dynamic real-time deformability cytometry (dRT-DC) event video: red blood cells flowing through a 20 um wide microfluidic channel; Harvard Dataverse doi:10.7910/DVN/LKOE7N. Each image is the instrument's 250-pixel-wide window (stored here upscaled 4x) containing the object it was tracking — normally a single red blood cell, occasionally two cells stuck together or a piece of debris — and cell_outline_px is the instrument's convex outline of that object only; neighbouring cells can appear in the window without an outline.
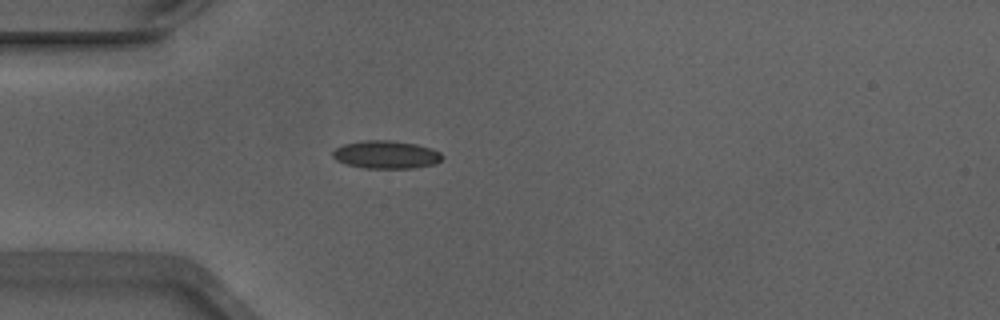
{"species": "Egyptian fruit bat (a non-hibernating species)", "species_latin": "Rousettus aegyptiacus", "temperature_condition": "warm", "stored_images_in_passage": 31, "camera_frame_rate_fps": 3000, "um_per_image_px": 0.085, "animal": {"sex": "male"}, "frame": {"image": 1, "passage_image": 1, "time_ms": 0.0, "image_size_px": [1000, 320], "cell_outline_px": [[444, 156], [436, 164], [412, 168], [364, 168], [348, 164], [336, 160], [332, 156], [332, 152], [336, 148], [344, 144], [364, 140], [388, 140], [416, 144], [432, 148], [440, 152]], "centroid_in_image_um": [32.84, 13.14], "position_along_channel_um": 52.2, "area_um2": 17.8}}
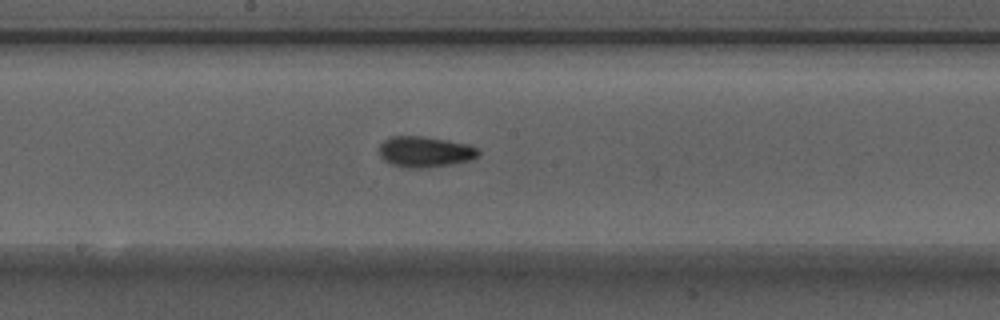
{"frame": {"image": 2, "passage_image": 14, "time_ms": 4.333, "image_size_px": [1000, 320], "cell_outline_px": [[480, 156], [472, 160], [452, 164], [420, 168], [400, 168], [384, 160], [380, 156], [380, 144], [388, 136], [424, 136], [468, 144], [476, 148], [480, 152]], "centroid_in_image_um": [36.12, 12.9], "position_along_channel_um": 212.1, "area_um2": 17.98}}
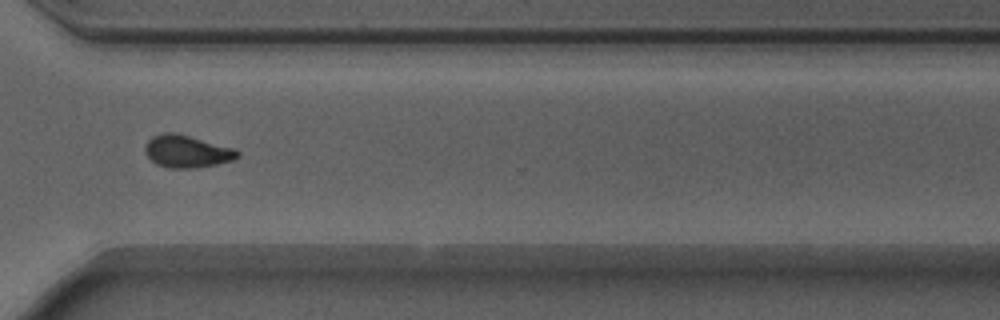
{"frame": {"image": 3, "passage_image": 25, "time_ms": 8.0, "image_size_px": [1000, 320], "cell_outline_px": [[240, 156], [232, 160], [216, 164], [196, 168], [168, 168], [156, 164], [144, 152], [144, 148], [148, 140], [152, 136], [160, 132], [176, 132], [236, 148], [240, 152]], "centroid_in_image_um": [15.89, 12.85], "position_along_channel_um": 354.7, "area_um2": 17.74}, "authors_computed_cell_mechanics": {"area_um2": 17.3978, "velocity_mm_per_s": 3.8896, "shape_relaxation_time_tau1_ms": 8.2134, "shape_relaxation_time_tau2_ms": 2.0521, "deformation_change_tau1": 0.16, "deformation_change_tau2": 0.0631}}